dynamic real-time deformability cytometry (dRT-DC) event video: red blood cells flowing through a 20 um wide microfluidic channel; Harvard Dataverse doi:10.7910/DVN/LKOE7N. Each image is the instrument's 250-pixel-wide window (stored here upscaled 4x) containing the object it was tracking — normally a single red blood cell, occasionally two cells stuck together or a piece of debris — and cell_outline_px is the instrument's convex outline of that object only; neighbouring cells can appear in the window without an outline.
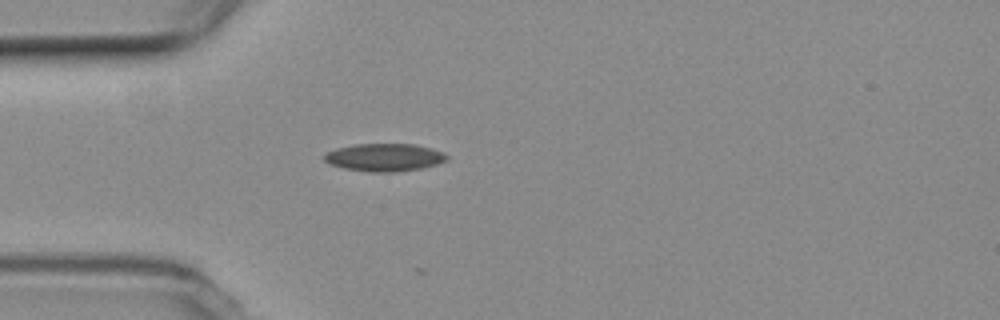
{"species": "common noctule bat (a hibernating species)", "species_latin": "Nyctalus noctula", "temperature_condition": "room temperature", "stored_images_in_passage": 10, "camera_frame_rate_fps": 3000, "um_per_image_px": 0.085, "animal": {"sex": "female", "body_mass_g": 19.3, "forearm_length_mm": 54.1}, "frame": {"image": 1, "passage_image": 2, "time_ms": 0.333, "image_size_px": [1000, 320], "cell_outline_px": [[448, 160], [436, 164], [420, 168], [396, 172], [368, 172], [344, 168], [328, 164], [324, 160], [324, 152], [336, 148], [352, 144], [416, 144], [432, 148], [444, 152], [448, 156]], "centroid_in_image_um": [32.65, 13.37], "position_along_channel_um": 52.3, "area_um2": 20.06}}
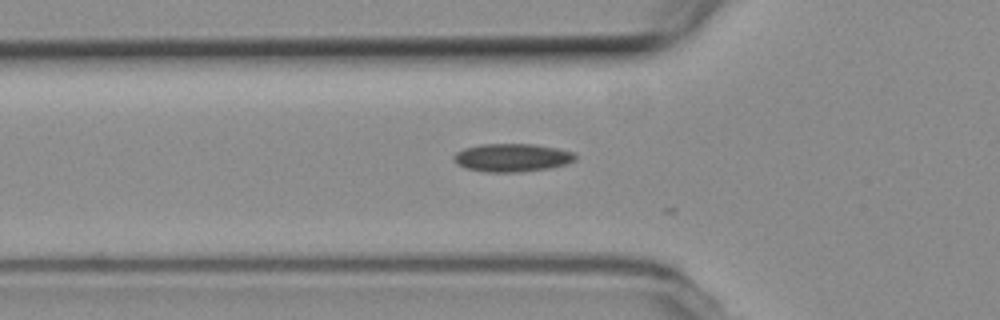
{"frame": {"image": 2, "passage_image": 5, "time_ms": 1.333, "image_size_px": [1000, 320], "cell_outline_px": [[576, 156], [572, 160], [564, 164], [548, 168], [520, 172], [484, 172], [468, 168], [456, 164], [452, 160], [452, 156], [456, 152], [464, 148], [480, 144], [532, 144], [556, 148], [572, 152]], "centroid_in_image_um": [43.44, 13.4], "position_along_channel_um": 82.4, "area_um2": 19.77}}
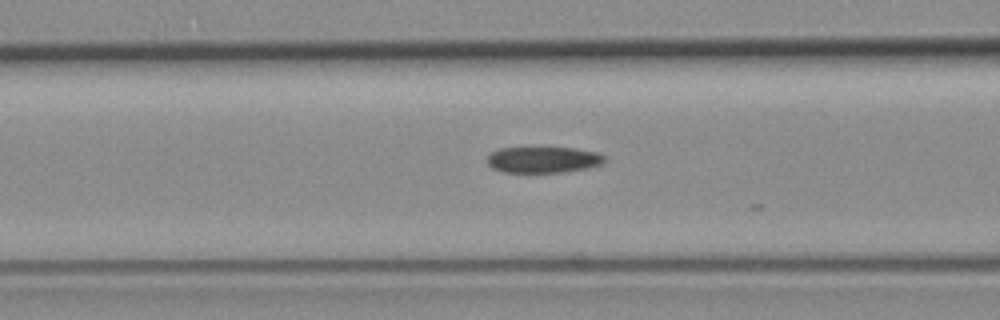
{"frame": {"image": 3, "passage_image": 8, "time_ms": 2.333, "image_size_px": [1000, 320], "cell_outline_px": [[604, 160], [600, 164], [588, 168], [564, 172], [500, 172], [492, 168], [484, 160], [492, 152], [500, 148], [572, 148], [596, 152], [604, 156]], "centroid_in_image_um": [46.11, 13.58], "position_along_channel_um": 120.5, "area_um2": 17.8}}